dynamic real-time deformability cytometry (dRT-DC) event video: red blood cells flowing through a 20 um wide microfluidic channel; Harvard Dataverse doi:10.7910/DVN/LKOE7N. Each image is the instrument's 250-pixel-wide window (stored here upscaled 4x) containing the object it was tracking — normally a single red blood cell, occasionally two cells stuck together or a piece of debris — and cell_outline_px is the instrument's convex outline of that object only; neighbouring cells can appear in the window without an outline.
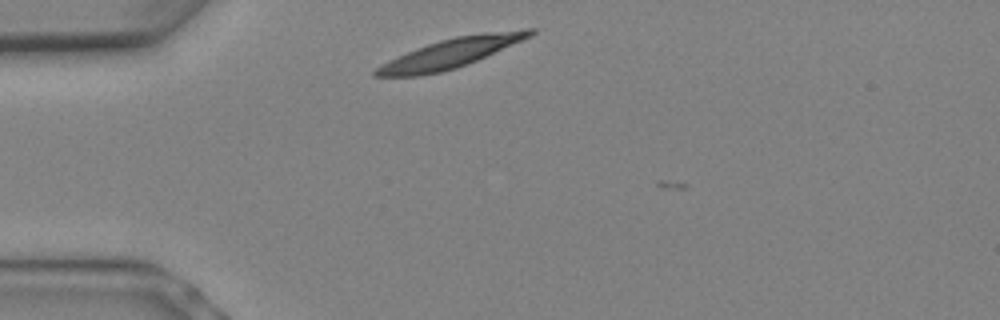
{"species": "Egyptian fruit bat (a non-hibernating species)", "species_latin": "Rousettus aegyptiacus", "temperature_condition": "warm", "stored_images_in_passage": 6, "camera_frame_rate_fps": 3000, "um_per_image_px": 0.085, "animal": {"sex": "female"}, "frame": {"image": 1, "passage_image": 1, "time_ms": 0.0, "image_size_px": [1000, 320], "cell_outline_px": [[528, 32], [524, 36], [480, 56], [460, 64], [448, 68], [428, 72], [380, 72], [416, 52], [424, 48], [436, 44], [468, 36], [520, 32]], "centroid_in_image_um": [38.48, 4.48], "position_along_channel_um": 46.5, "area_um2": 18.21}}
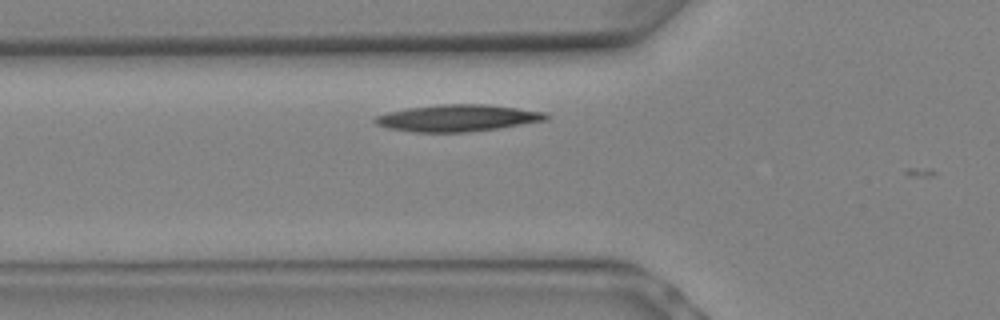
{"frame": {"image": 2, "passage_image": 3, "time_ms": 0.667, "image_size_px": [1000, 320], "cell_outline_px": [[540, 116], [524, 120], [504, 124], [476, 128], [412, 128], [392, 124], [384, 120], [444, 108], [496, 108], [520, 112]], "centroid_in_image_um": [39.14, 10.05], "position_along_channel_um": 86.7, "area_um2": 15.66}}